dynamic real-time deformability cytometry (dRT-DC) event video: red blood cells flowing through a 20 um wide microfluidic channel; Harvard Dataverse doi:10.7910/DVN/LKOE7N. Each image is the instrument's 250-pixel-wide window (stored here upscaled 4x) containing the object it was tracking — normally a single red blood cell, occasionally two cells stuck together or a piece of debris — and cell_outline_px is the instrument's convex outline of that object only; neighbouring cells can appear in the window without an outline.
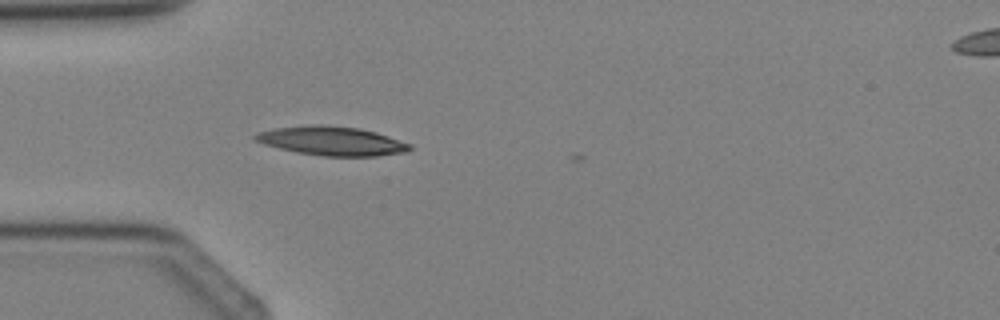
{"species": "Egyptian fruit bat (a non-hibernating species)", "species_latin": "Rousettus aegyptiacus", "temperature_condition": "cold", "stored_images_in_passage": 4, "segment_of_instrument_passage": [1, 2], "camera_frame_rate_fps": 3000, "um_per_image_px": 0.085, "animal": {"sex": "female"}, "frame": {"image": 1, "passage_image": 3, "time_ms": 2.333, "image_size_px": [1000, 320], "cell_outline_px": [[412, 148], [404, 152], [376, 156], [324, 156], [296, 152], [264, 144], [252, 140], [252, 136], [256, 132], [276, 128], [312, 124], [324, 124], [360, 128], [376, 132], [412, 144]], "centroid_in_image_um": [28.17, 11.97], "position_along_channel_um": 56.8, "area_um2": 26.24}}